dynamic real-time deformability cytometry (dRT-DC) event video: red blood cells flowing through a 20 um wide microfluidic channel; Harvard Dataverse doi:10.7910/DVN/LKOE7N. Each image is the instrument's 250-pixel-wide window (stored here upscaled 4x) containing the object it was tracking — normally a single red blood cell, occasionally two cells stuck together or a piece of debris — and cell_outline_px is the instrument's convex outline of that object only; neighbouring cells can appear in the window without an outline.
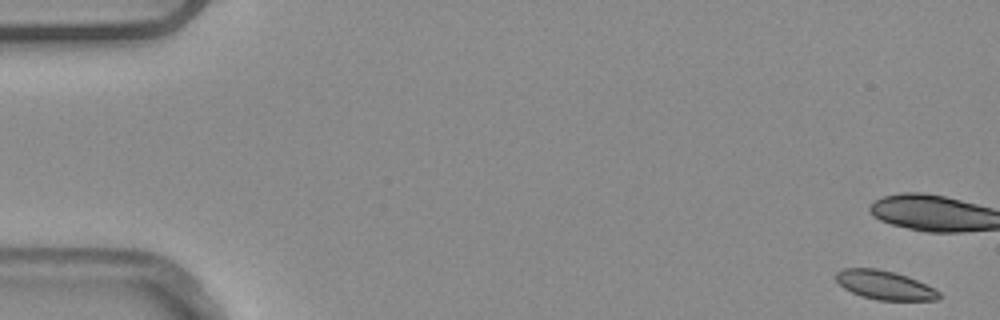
{"species": "common noctule bat (a hibernating species)", "species_latin": "Nyctalus noctula", "temperature_condition": "warm", "stored_images_in_passage": 7, "camera_frame_rate_fps": 3000, "um_per_image_px": 0.085, "animal": {"sex": "male", "body_mass_g": 20.4}, "frame": {"image": 1, "passage_image": 1, "time_ms": 0.0, "image_size_px": [1000, 320], "cell_outline_px": [[940, 296], [936, 300], [876, 300], [860, 296], [844, 288], [836, 280], [836, 272], [844, 268], [876, 268], [892, 272], [916, 280], [940, 292]], "centroid_in_image_um": [75.15, 24.24], "position_along_channel_um": 9.9, "area_um2": 17.05}}
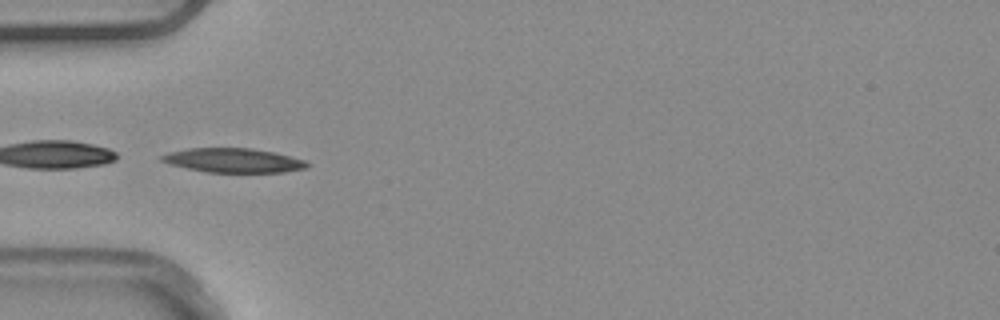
{"frame": {"image": 2, "passage_image": 6, "time_ms": 1.667, "image_size_px": [1000, 320], "cell_outline_px": [[308, 164], [304, 168], [284, 172], [208, 172], [168, 164], [160, 160], [156, 156], [168, 152], [188, 148], [252, 148], [272, 152], [304, 160]], "centroid_in_image_um": [19.73, 13.62], "position_along_channel_um": 65.3, "area_um2": 20.4}}